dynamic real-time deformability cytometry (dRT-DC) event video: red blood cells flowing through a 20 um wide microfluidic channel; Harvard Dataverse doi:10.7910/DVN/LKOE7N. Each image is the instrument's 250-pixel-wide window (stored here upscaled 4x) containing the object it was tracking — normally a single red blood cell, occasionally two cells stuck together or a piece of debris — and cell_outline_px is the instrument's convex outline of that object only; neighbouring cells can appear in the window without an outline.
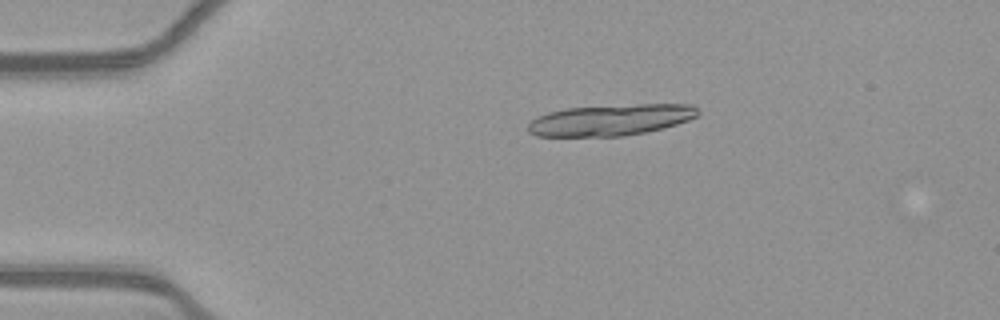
{"species": "common noctule bat (a hibernating species)", "species_latin": "Nyctalus noctula", "temperature_condition": "warm", "stored_images_in_passage": 19, "camera_frame_rate_fps": 3000, "um_per_image_px": 0.085, "animal": {"sex": "female", "body_mass_g": 21.9}, "frame": {"image": 1, "passage_image": 11, "time_ms": 3.333, "image_size_px": [1000, 320], "cell_outline_px": [[700, 112], [696, 116], [688, 120], [664, 128], [624, 136], [536, 136], [528, 132], [528, 124], [532, 120], [548, 112], [564, 108], [640, 104], [692, 104]], "centroid_in_image_um": [51.91, 10.19], "position_along_channel_um": 33.1, "area_um2": 30.81}}